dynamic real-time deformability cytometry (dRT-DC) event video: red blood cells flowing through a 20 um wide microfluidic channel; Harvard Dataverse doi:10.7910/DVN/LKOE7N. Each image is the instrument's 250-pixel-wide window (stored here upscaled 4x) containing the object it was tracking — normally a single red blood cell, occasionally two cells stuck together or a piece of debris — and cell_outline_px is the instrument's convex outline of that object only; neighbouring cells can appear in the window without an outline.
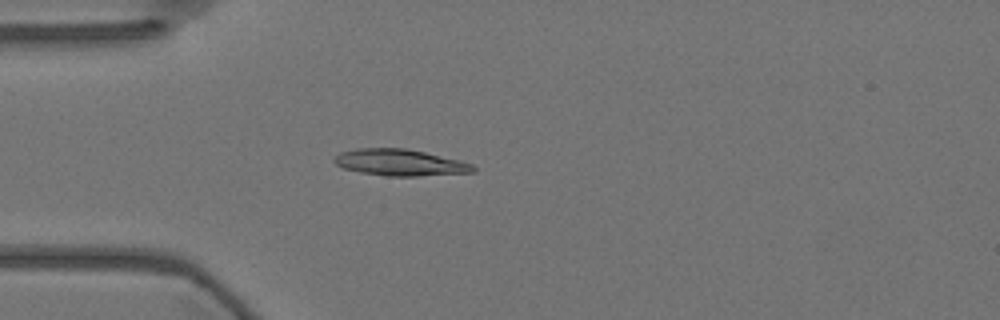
{"species": "Egyptian fruit bat (a non-hibernating species)", "species_latin": "Rousettus aegyptiacus", "temperature_condition": "warm", "stored_images_in_passage": 42, "camera_frame_rate_fps": 3000, "um_per_image_px": 0.085, "animal": {"sex": "female"}, "frame": {"image": 1, "passage_image": 1, "time_ms": 0.0, "image_size_px": [1000, 320], "cell_outline_px": [[476, 172], [416, 176], [388, 176], [360, 172], [344, 168], [336, 164], [332, 160], [340, 152], [356, 148], [404, 148], [424, 152], [460, 160], [472, 164], [476, 168]], "centroid_in_image_um": [34.0, 13.81], "position_along_channel_um": 51.0, "area_um2": 21.39}}
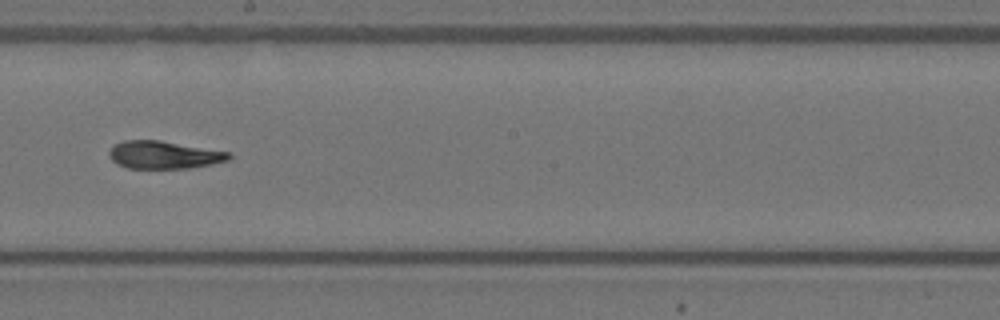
{"frame": {"image": 2, "passage_image": 17, "time_ms": 5.333, "image_size_px": [1000, 320], "cell_outline_px": [[232, 156], [228, 160], [212, 164], [188, 168], [128, 168], [116, 164], [108, 156], [108, 152], [112, 144], [124, 140], [160, 140], [228, 152]], "centroid_in_image_um": [13.86, 13.16], "position_along_channel_um": 234.3, "area_um2": 19.36}}
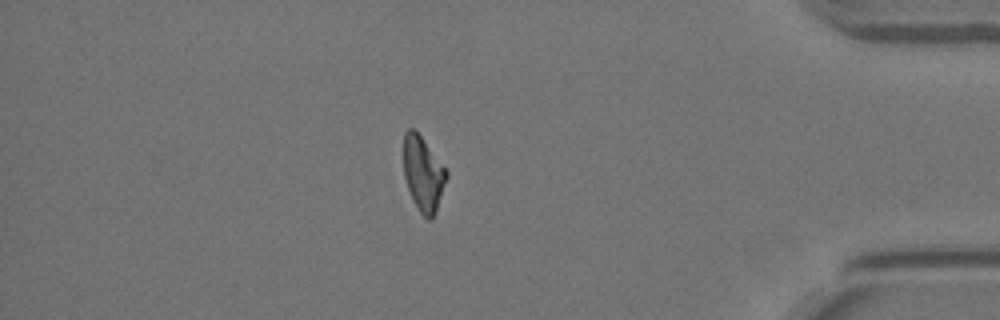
{"frame": {"image": 3, "passage_image": 34, "time_ms": 11.0, "image_size_px": [1000, 320], "cell_outline_px": [[448, 176], [436, 212], [432, 220], [428, 220], [420, 212], [412, 200], [404, 176], [404, 132], [408, 128], [412, 128], [420, 136], [448, 172]], "centroid_in_image_um": [35.97, 14.81], "position_along_channel_um": 399.2, "area_um2": 18.44}, "authors_computed_cell_mechanics": {"area_um2": 19.7965, "velocity_mm_per_s": 3.5962, "shape_relaxation_time_tau1_ms": null, "shape_relaxation_time_tau2_ms": 3.0367, "deformation_change_tau1": null, "deformation_change_tau2": 0.0961}}